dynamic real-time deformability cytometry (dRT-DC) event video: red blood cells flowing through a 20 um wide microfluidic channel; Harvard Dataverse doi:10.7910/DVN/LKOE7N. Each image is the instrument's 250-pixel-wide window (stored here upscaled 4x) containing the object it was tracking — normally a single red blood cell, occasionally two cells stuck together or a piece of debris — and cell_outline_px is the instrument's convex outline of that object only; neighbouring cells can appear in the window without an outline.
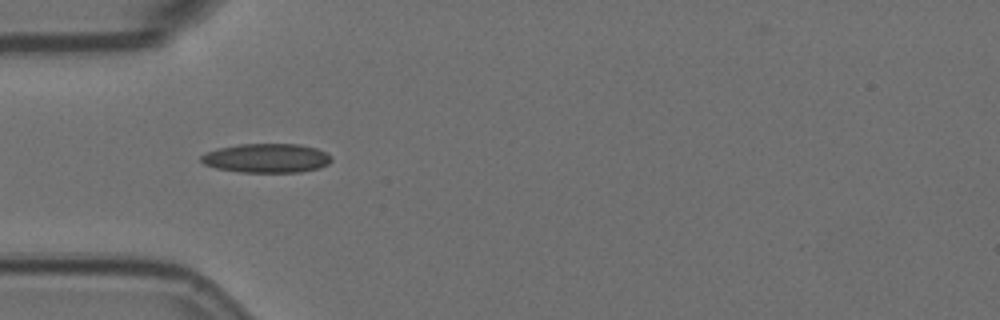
{"species": "Egyptian fruit bat (a non-hibernating species)", "species_latin": "Rousettus aegyptiacus", "temperature_condition": "room temperature", "stored_images_in_passage": 11, "camera_frame_rate_fps": 3000, "um_per_image_px": 0.085, "animal": {"sex": "female"}, "frame": {"image": 1, "passage_image": 1, "time_ms": 0.0, "image_size_px": [1000, 320], "cell_outline_px": [[332, 160], [328, 164], [320, 168], [300, 172], [240, 172], [216, 168], [204, 164], [200, 160], [200, 156], [216, 148], [236, 144], [300, 144], [316, 148], [332, 156]], "centroid_in_image_um": [22.66, 13.44], "position_along_channel_um": 62.3, "area_um2": 22.25}}
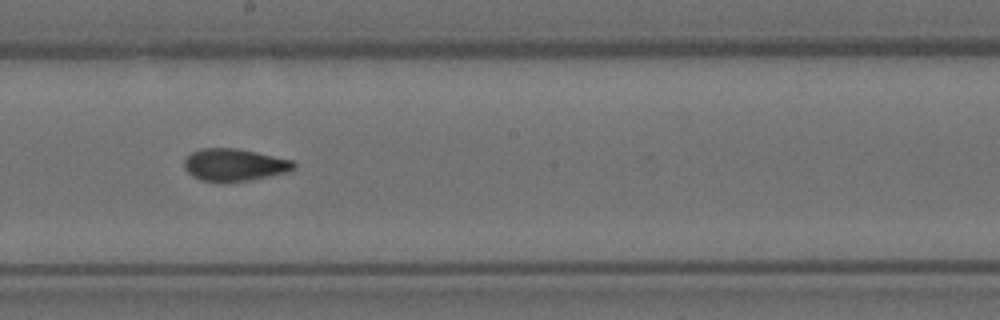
{"frame": {"image": 2, "passage_image": 5, "time_ms": 1.333, "image_size_px": [1000, 320], "cell_outline_px": [[296, 168], [288, 172], [248, 180], [220, 184], [200, 180], [192, 176], [184, 168], [184, 160], [192, 152], [200, 148], [236, 148], [256, 152], [292, 160], [296, 164]], "centroid_in_image_um": [19.89, 14.03], "position_along_channel_um": 228.3, "area_um2": 20.92}}
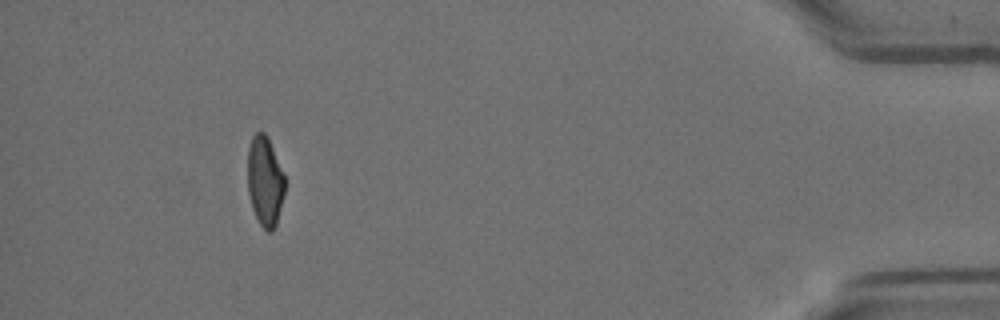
{"frame": {"image": 3, "passage_image": 10, "time_ms": 3.0, "image_size_px": [1000, 320], "cell_outline_px": [[284, 192], [276, 224], [272, 232], [268, 232], [260, 224], [252, 208], [248, 192], [248, 148], [252, 136], [256, 132], [264, 132], [272, 148], [284, 176]], "centroid_in_image_um": [22.49, 15.42], "position_along_channel_um": 412.7, "area_um2": 19.02}}